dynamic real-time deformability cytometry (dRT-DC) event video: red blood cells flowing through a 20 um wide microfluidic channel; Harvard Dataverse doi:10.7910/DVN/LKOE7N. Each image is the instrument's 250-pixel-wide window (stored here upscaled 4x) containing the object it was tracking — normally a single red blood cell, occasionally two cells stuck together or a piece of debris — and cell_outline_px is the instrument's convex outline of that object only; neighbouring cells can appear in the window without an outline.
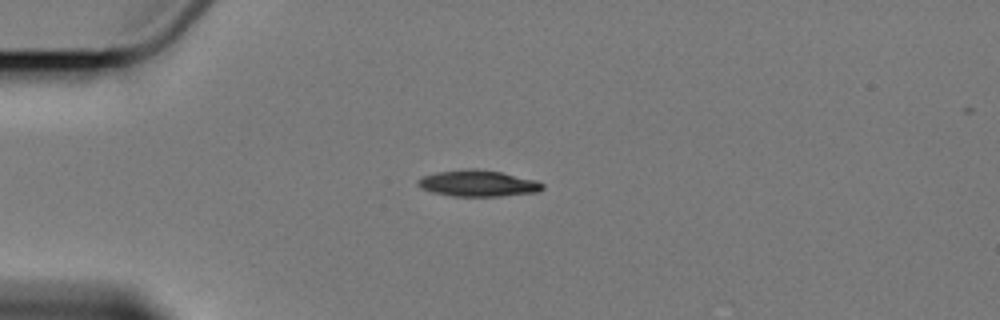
{"species": "Egyptian fruit bat (a non-hibernating species)", "species_latin": "Rousettus aegyptiacus", "temperature_condition": "cold", "stored_images_in_passage": 6, "camera_frame_rate_fps": 3000, "um_per_image_px": 0.085, "animal": {"sex": "female"}, "frame": {"image": 1, "passage_image": 5, "time_ms": 4.667, "image_size_px": [1000, 320], "cell_outline_px": [[544, 188], [540, 192], [500, 196], [452, 196], [432, 192], [416, 184], [424, 176], [436, 172], [468, 168], [476, 168], [500, 172], [536, 180], [544, 184]], "centroid_in_image_um": [40.68, 15.58], "position_along_channel_um": 44.3, "area_um2": 19.02}}